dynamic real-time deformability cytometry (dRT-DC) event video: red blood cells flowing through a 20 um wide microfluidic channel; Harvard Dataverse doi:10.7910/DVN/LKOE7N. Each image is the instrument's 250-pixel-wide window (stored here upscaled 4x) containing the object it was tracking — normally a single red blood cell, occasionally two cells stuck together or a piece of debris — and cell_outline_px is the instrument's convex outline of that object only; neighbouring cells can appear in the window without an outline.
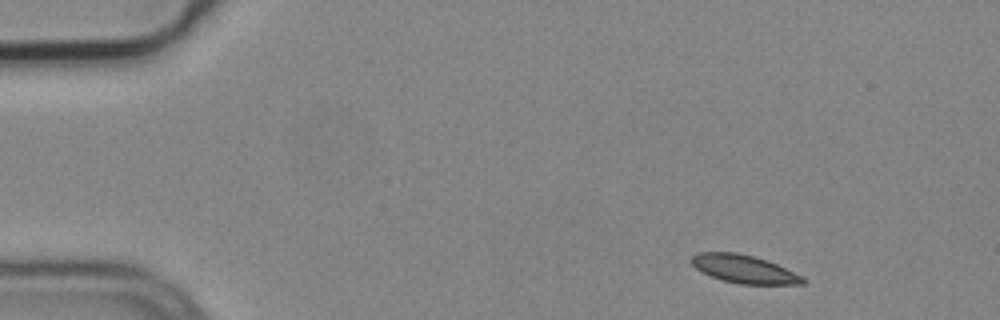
{"species": "common noctule bat (a hibernating species)", "species_latin": "Nyctalus noctula", "temperature_condition": "cold", "stored_images_in_passage": 5, "camera_frame_rate_fps": 3000, "um_per_image_px": 0.085, "animal": {"sex": "male", "body_mass_g": 19.2, "forearm_length_mm": 51.8}, "frame": {"image": 1, "passage_image": 1, "time_ms": 0.0, "image_size_px": [1000, 320], "cell_outline_px": [[808, 280], [804, 284], [740, 284], [724, 280], [712, 276], [696, 268], [688, 260], [696, 252], [736, 252], [752, 256], [776, 264], [804, 276]], "centroid_in_image_um": [63.25, 22.86], "position_along_channel_um": 21.7, "area_um2": 18.15}}
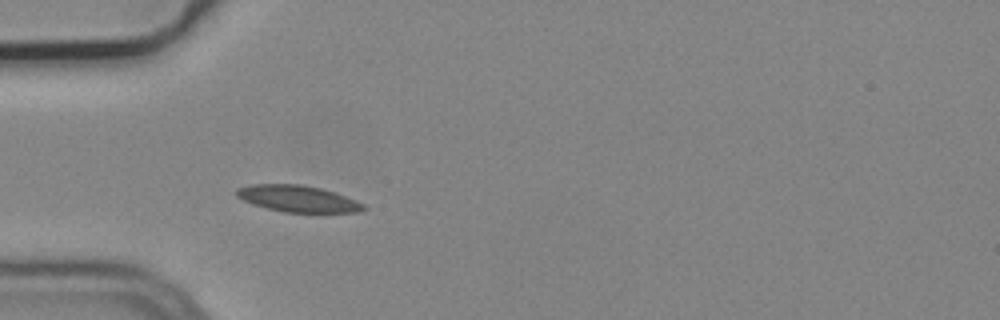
{"frame": {"image": 2, "passage_image": 4, "time_ms": 1.0, "image_size_px": [1000, 320], "cell_outline_px": [[368, 208], [360, 212], [284, 212], [252, 204], [236, 196], [236, 188], [252, 184], [300, 184], [320, 188], [344, 196], [364, 204]], "centroid_in_image_um": [25.29, 16.89], "position_along_channel_um": 59.7, "area_um2": 19.42}}
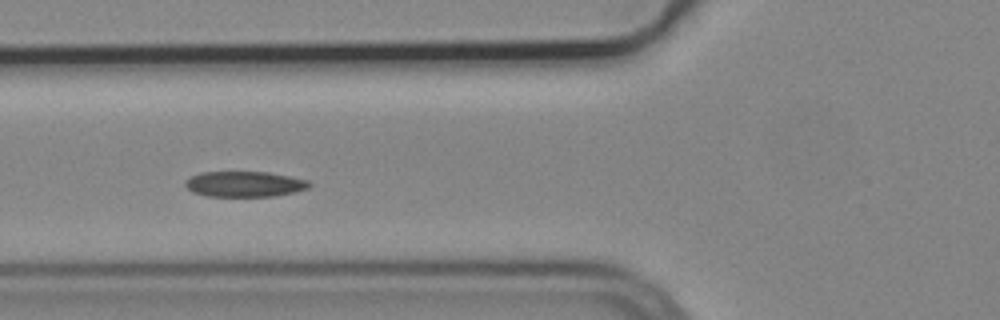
{"frame": {"image": 3, "passage_image": 5, "time_ms": 1.333, "image_size_px": [1000, 320], "cell_outline_px": [[312, 184], [308, 188], [292, 192], [272, 196], [208, 196], [192, 192], [184, 184], [184, 180], [200, 172], [268, 172], [308, 180]], "centroid_in_image_um": [20.75, 15.64], "position_along_channel_um": 105.0, "area_um2": 18.32}}